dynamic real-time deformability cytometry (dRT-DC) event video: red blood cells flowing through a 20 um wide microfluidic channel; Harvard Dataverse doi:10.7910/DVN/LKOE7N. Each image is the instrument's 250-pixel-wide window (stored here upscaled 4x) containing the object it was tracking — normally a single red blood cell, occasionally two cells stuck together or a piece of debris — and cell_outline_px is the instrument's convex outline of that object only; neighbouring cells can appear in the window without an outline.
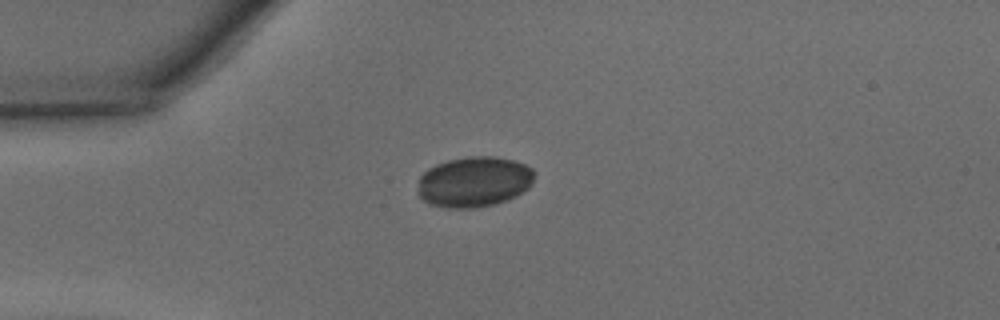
{"species": "common noctule bat (a hibernating species)", "species_latin": "Nyctalus noctula", "temperature_condition": "warm", "stored_images_in_passage": 35, "camera_frame_rate_fps": 3000, "um_per_image_px": 0.085, "animal": {"sex": "male", "body_mass_g": 15.6}, "frame": {"image": 1, "passage_image": 1, "time_ms": 0.0, "image_size_px": [1000, 320], "cell_outline_px": [[532, 184], [528, 188], [516, 196], [508, 200], [496, 204], [472, 208], [448, 208], [428, 204], [416, 192], [420, 176], [428, 168], [436, 164], [448, 160], [468, 156], [496, 156], [512, 160], [524, 164], [532, 168]], "centroid_in_image_um": [40.26, 15.46], "position_along_channel_um": 44.7, "area_um2": 34.51}}
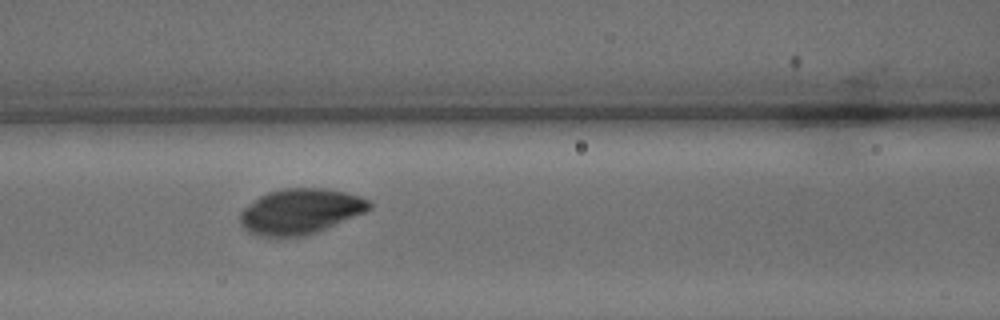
{"frame": {"image": 2, "passage_image": 9, "time_ms": 2.667, "image_size_px": [1000, 320], "cell_outline_px": [[372, 208], [364, 212], [304, 236], [260, 236], [244, 228], [240, 224], [240, 212], [244, 208], [260, 196], [268, 192], [284, 188], [324, 188], [344, 192], [360, 196], [368, 200], [372, 204]], "centroid_in_image_um": [25.52, 17.95], "position_along_channel_um": 141.1, "area_um2": 33.52}}
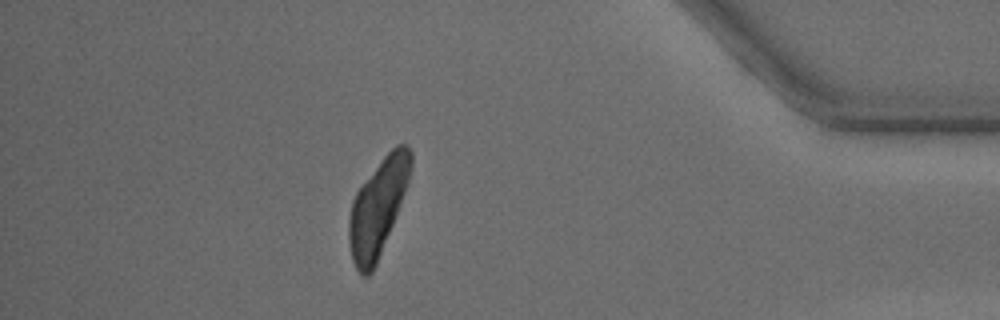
{"frame": {"image": 3, "passage_image": 30, "time_ms": 9.667, "image_size_px": [1000, 320], "cell_outline_px": [[412, 168], [408, 180], [392, 224], [376, 264], [372, 272], [368, 276], [360, 276], [352, 260], [348, 244], [348, 220], [352, 200], [356, 192], [384, 156], [396, 144], [404, 144], [412, 152]], "centroid_in_image_um": [32.08, 17.66], "position_along_channel_um": 403.1, "area_um2": 34.16}}